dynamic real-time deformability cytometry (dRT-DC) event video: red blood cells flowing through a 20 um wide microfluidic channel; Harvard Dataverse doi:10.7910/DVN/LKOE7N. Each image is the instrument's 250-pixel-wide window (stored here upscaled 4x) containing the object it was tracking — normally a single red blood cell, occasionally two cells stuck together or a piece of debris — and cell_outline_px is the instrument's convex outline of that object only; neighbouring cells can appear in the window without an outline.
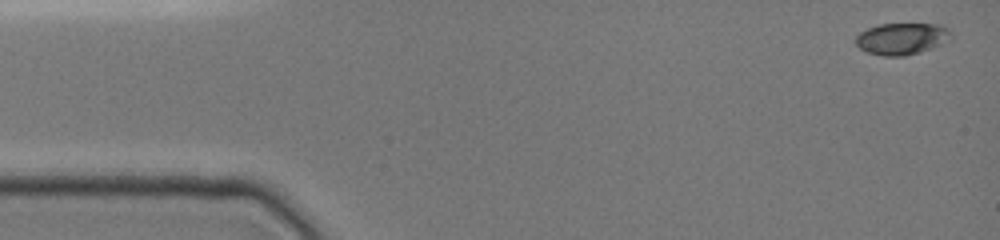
{"species": "common noctule bat (a hibernating species)", "species_latin": "Nyctalus noctula", "temperature_condition": "cold", "stored_images_in_passage": 8, "camera_frame_rate_fps": 3000, "um_per_image_px": 0.085, "animal": {"sex": "female", "body_mass_g": 19.0, "forearm_length_mm": 51.5}, "frame": {"image": 1, "passage_image": 1, "time_ms": 0.0, "image_size_px": [1000, 240], "cell_outline_px": [[952, 40], [944, 44], [932, 48], [904, 56], [884, 56], [868, 52], [860, 48], [856, 44], [856, 36], [860, 32], [868, 28], [880, 24], [940, 24], [948, 28], [952, 36]], "centroid_in_image_um": [76.7, 3.28], "position_along_channel_um": 8.3, "area_um2": 17.69}}
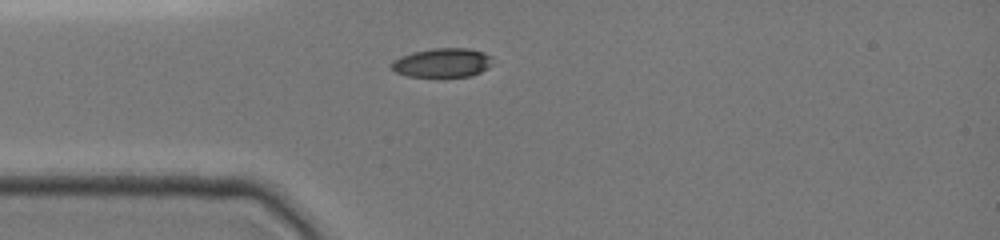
{"frame": {"image": 2, "passage_image": 6, "time_ms": 3.667, "image_size_px": [1000, 240], "cell_outline_px": [[492, 64], [488, 68], [480, 72], [468, 76], [408, 76], [396, 72], [392, 68], [392, 60], [400, 56], [412, 52], [432, 48], [468, 48], [484, 52], [492, 56]], "centroid_in_image_um": [37.62, 5.31], "position_along_channel_um": 47.4, "area_um2": 17.11}}
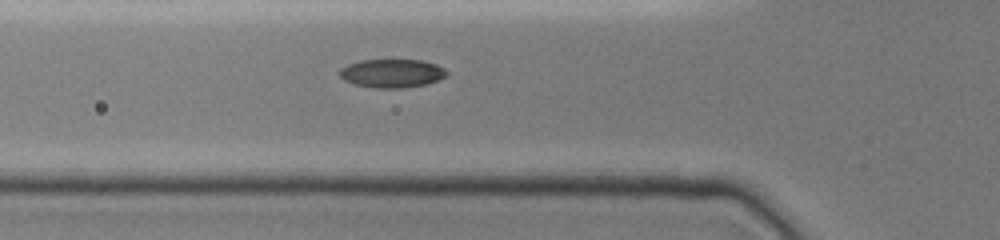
{"frame": {"image": 3, "passage_image": 8, "time_ms": 5.0, "image_size_px": [1000, 240], "cell_outline_px": [[448, 76], [428, 84], [404, 88], [372, 88], [356, 84], [344, 80], [336, 72], [340, 68], [348, 64], [360, 60], [424, 60], [436, 64], [444, 68], [448, 72]], "centroid_in_image_um": [33.32, 6.23], "position_along_channel_um": 92.5, "area_um2": 18.09}}